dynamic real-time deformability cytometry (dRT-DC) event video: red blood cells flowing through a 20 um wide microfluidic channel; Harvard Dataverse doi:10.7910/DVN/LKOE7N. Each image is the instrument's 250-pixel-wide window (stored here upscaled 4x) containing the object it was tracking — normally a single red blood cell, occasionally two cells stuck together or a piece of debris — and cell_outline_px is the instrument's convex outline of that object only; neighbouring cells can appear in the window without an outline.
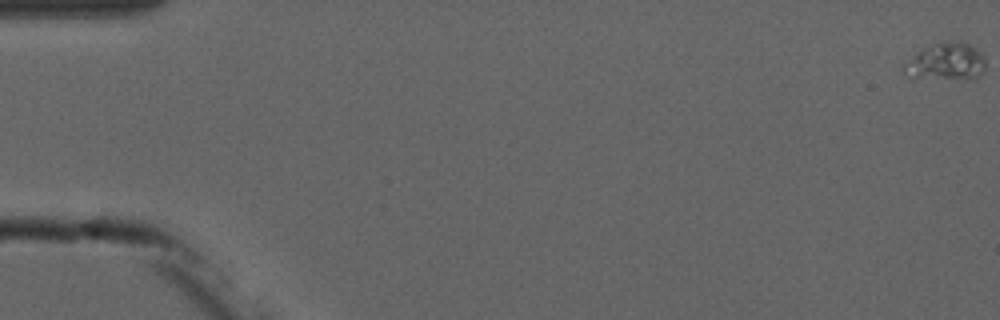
{"species": "common noctule bat (a hibernating species)", "species_latin": "Nyctalus noctula", "temperature_condition": "cold", "stored_images_in_passage": 6, "camera_frame_rate_fps": 3000, "um_per_image_px": 0.085, "animal": {"sex": "male", "forearm_length_mm": 52.5}, "frame": {"image": 1, "passage_image": 1, "time_ms": 0.0, "image_size_px": [1000, 320], "cell_outline_px": [[984, 68], [976, 80], [964, 80], [916, 76], [904, 72], [904, 64], [916, 52], [936, 44], [960, 40], [976, 48], [980, 52], [984, 60]], "centroid_in_image_um": [80.49, 5.26], "position_along_channel_um": 4.5, "area_um2": 17.28}}
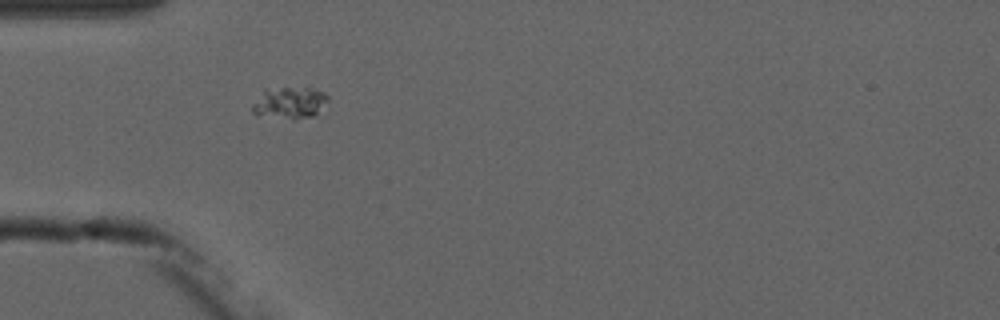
{"frame": {"image": 2, "passage_image": 5, "time_ms": 5.667, "image_size_px": [1000, 320], "cell_outline_px": [[328, 100], [312, 116], [296, 120], [292, 120], [252, 112], [252, 104], [264, 88], [312, 88], [324, 92], [328, 96]], "centroid_in_image_um": [24.6, 8.72], "position_along_channel_um": 60.4, "area_um2": 13.76}}
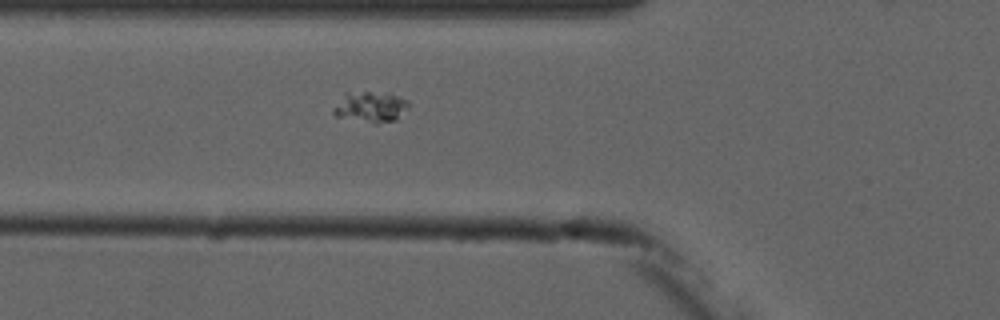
{"frame": {"image": 3, "passage_image": 6, "time_ms": 6.667, "image_size_px": [1000, 320], "cell_outline_px": [[408, 108], [396, 120], [376, 124], [336, 116], [332, 112], [332, 108], [344, 92], [388, 92], [400, 96], [408, 100]], "centroid_in_image_um": [31.49, 9.07], "position_along_channel_um": 94.3, "area_um2": 13.76}}